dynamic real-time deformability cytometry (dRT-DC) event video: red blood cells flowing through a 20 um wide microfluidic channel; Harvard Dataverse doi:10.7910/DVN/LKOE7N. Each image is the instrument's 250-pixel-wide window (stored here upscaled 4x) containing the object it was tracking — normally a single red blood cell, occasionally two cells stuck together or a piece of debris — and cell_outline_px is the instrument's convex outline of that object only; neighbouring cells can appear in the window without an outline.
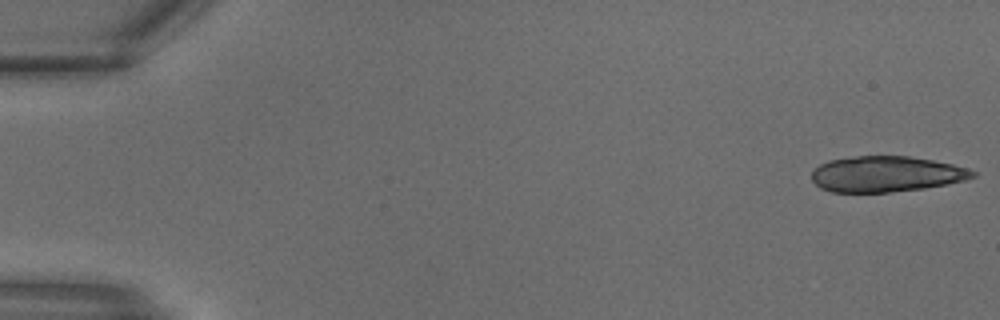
{"species": "common noctule bat (a hibernating species)", "species_latin": "Nyctalus noctula", "temperature_condition": "warm", "stored_images_in_passage": 17, "camera_frame_rate_fps": 3000, "um_per_image_px": 0.085, "animal": {"sex": "male", "body_mass_g": 18.8}, "frame": {"image": 1, "passage_image": 1, "time_ms": 0.0, "image_size_px": [1000, 320], "cell_outline_px": [[976, 176], [964, 180], [948, 184], [924, 188], [888, 192], [832, 192], [820, 188], [812, 180], [812, 172], [820, 164], [828, 160], [856, 156], [908, 156], [932, 160], [952, 164], [968, 168], [976, 172]], "centroid_in_image_um": [75.32, 14.79], "position_along_channel_um": 9.7, "area_um2": 33.47}}
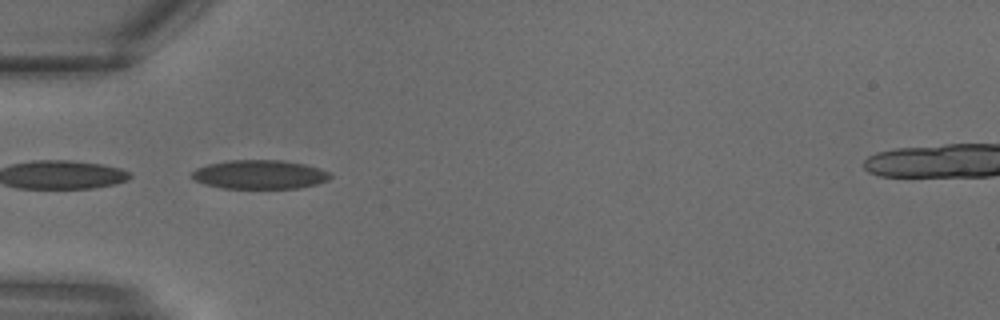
{"frame": {"image": 2, "passage_image": 10, "time_ms": 3.0, "image_size_px": [1000, 320], "cell_outline_px": [[332, 176], [328, 180], [316, 184], [300, 188], [224, 188], [204, 184], [188, 176], [196, 168], [208, 164], [228, 160], [284, 160], [304, 164], [320, 168], [328, 172]], "centroid_in_image_um": [22.06, 14.83], "position_along_channel_um": 62.9, "area_um2": 23.41}}
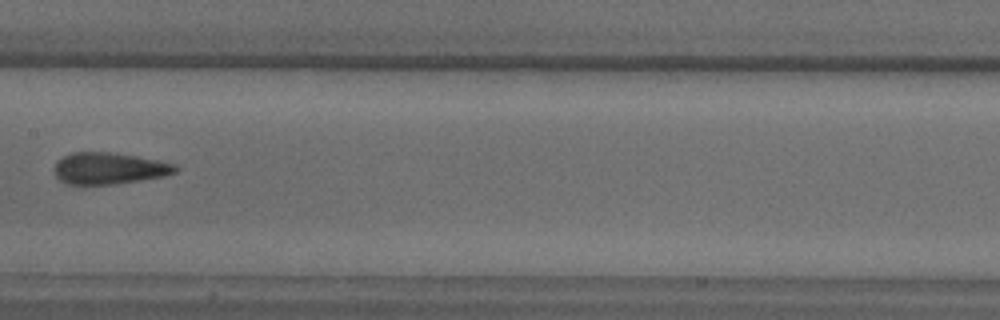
{"frame": {"image": 3, "passage_image": 16, "time_ms": 5.0, "image_size_px": [1000, 320], "cell_outline_px": [[180, 168], [176, 172], [164, 176], [140, 180], [112, 184], [68, 184], [60, 180], [56, 176], [52, 168], [56, 160], [72, 152], [108, 152], [136, 156], [160, 160], [176, 164]], "centroid_in_image_um": [9.26, 14.3], "position_along_channel_um": 198.1, "area_um2": 22.43}}